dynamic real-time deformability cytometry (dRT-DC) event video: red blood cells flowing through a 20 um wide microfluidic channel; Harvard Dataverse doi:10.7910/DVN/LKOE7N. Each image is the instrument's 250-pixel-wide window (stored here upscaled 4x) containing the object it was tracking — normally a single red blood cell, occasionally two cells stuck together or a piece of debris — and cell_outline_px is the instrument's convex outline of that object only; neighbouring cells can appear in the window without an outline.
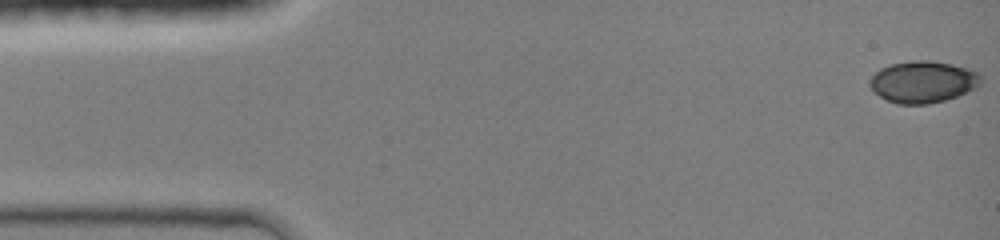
{"species": "common noctule bat (a hibernating species)", "species_latin": "Nyctalus noctula", "temperature_condition": "room temperature", "stored_images_in_passage": 44, "camera_frame_rate_fps": 3000, "um_per_image_px": 0.085, "animal": {"sex": "female", "body_mass_g": 19.0, "forearm_length_mm": 51.5}, "frame": {"image": 1, "passage_image": 1, "time_ms": 0.0, "image_size_px": [1000, 240], "cell_outline_px": [[980, 84], [956, 96], [944, 100], [928, 104], [896, 104], [872, 92], [868, 84], [872, 76], [880, 68], [888, 64], [916, 60], [928, 60], [952, 64], [972, 68], [980, 72]], "centroid_in_image_um": [78.42, 6.94], "position_along_channel_um": 6.6, "area_um2": 27.11}}
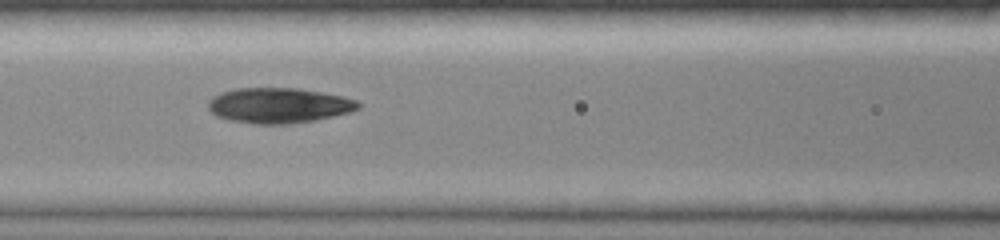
{"frame": {"image": 2, "passage_image": 19, "time_ms": 6.0, "image_size_px": [1000, 240], "cell_outline_px": [[360, 108], [348, 112], [316, 120], [292, 124], [252, 124], [228, 120], [216, 116], [208, 108], [208, 100], [212, 96], [220, 92], [236, 88], [296, 88], [344, 96], [356, 100], [360, 104]], "centroid_in_image_um": [23.65, 8.97], "position_along_channel_um": 142.9, "area_um2": 31.04}}
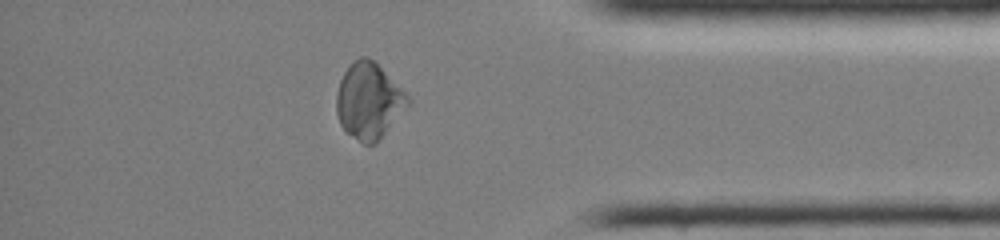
{"frame": {"image": 3, "passage_image": 38, "time_ms": 12.333, "image_size_px": [1000, 240], "cell_outline_px": [[412, 100], [376, 144], [364, 144], [348, 132], [340, 124], [336, 112], [336, 92], [340, 80], [344, 72], [360, 56], [368, 56]], "centroid_in_image_um": [31.32, 8.59], "position_along_channel_um": 403.9, "area_um2": 30.87}}